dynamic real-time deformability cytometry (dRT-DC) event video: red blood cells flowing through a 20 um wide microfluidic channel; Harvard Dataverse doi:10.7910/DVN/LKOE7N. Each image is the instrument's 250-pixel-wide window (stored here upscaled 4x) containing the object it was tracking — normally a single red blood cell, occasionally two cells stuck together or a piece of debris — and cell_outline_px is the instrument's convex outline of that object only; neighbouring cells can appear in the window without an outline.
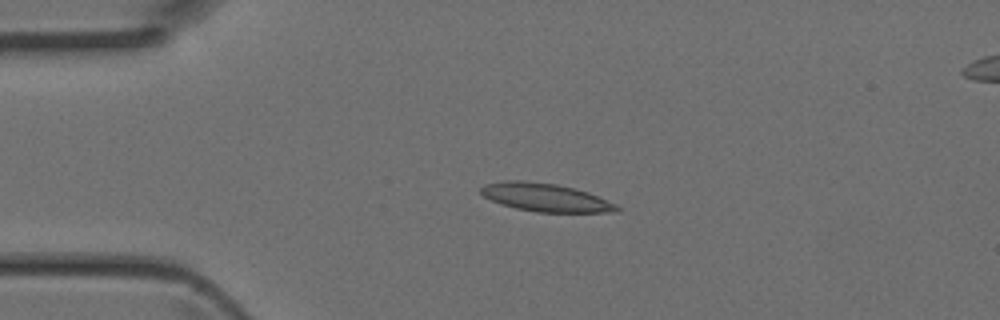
{"species": "Egyptian fruit bat (a non-hibernating species)", "species_latin": "Rousettus aegyptiacus", "temperature_condition": "room temperature", "stored_images_in_passage": 36, "camera_frame_rate_fps": 3000, "um_per_image_px": 0.085, "animal": {"sex": "female"}, "frame": {"image": 1, "passage_image": 2, "time_ms": 0.333, "image_size_px": [1000, 320], "cell_outline_px": [[620, 212], [536, 212], [516, 208], [500, 204], [484, 196], [480, 192], [480, 188], [484, 184], [504, 180], [520, 180], [556, 184], [588, 192], [616, 204], [620, 208]], "centroid_in_image_um": [46.35, 16.78], "position_along_channel_um": 38.7, "area_um2": 22.25}}
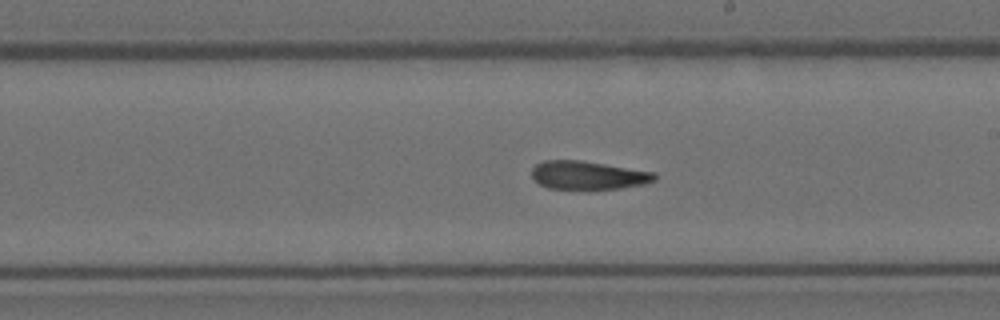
{"frame": {"image": 2, "passage_image": 17, "time_ms": 5.333, "image_size_px": [1000, 320], "cell_outline_px": [[656, 180], [644, 184], [620, 188], [548, 188], [540, 184], [532, 176], [532, 168], [536, 164], [544, 160], [580, 160], [656, 172]], "centroid_in_image_um": [50.0, 14.88], "position_along_channel_um": 239.0, "area_um2": 20.06}}
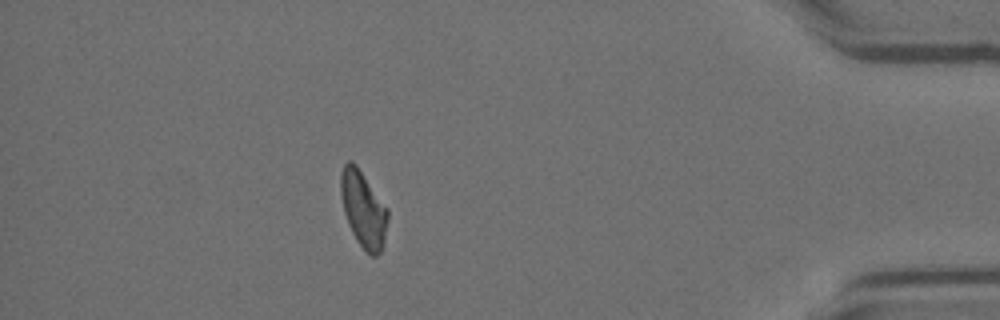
{"frame": {"image": 3, "passage_image": 31, "time_ms": 10.0, "image_size_px": [1000, 320], "cell_outline_px": [[388, 220], [384, 240], [380, 252], [376, 256], [372, 256], [356, 240], [348, 224], [344, 212], [340, 196], [340, 172], [344, 164], [348, 160], [352, 160], [356, 164], [388, 208]], "centroid_in_image_um": [30.86, 17.73], "position_along_channel_um": 404.3, "area_um2": 20.92}}